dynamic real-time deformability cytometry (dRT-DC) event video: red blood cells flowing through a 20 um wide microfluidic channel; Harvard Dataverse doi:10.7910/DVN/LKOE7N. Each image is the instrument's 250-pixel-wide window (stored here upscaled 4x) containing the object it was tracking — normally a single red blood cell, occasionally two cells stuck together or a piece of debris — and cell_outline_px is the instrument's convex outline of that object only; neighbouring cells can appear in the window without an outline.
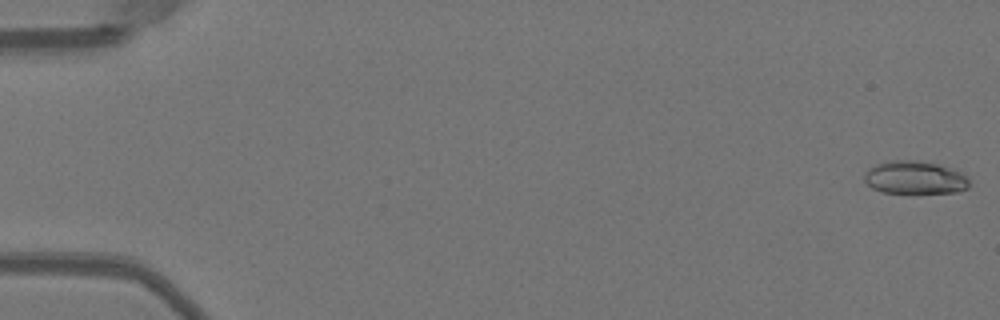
{"species": "Egyptian fruit bat (a non-hibernating species)", "species_latin": "Rousettus aegyptiacus", "temperature_condition": "warm", "stored_images_in_passage": 51, "camera_frame_rate_fps": 3000, "um_per_image_px": 0.085, "animal": {"sex": "female"}, "frame": {"image": 1, "passage_image": 1, "time_ms": 0.0, "image_size_px": [1000, 320], "cell_outline_px": [[968, 188], [956, 192], [884, 192], [872, 188], [864, 180], [864, 172], [876, 164], [888, 160], [908, 160], [936, 164], [952, 168], [968, 176]], "centroid_in_image_um": [77.75, 15.08], "position_along_channel_um": 7.3, "area_um2": 19.88}}
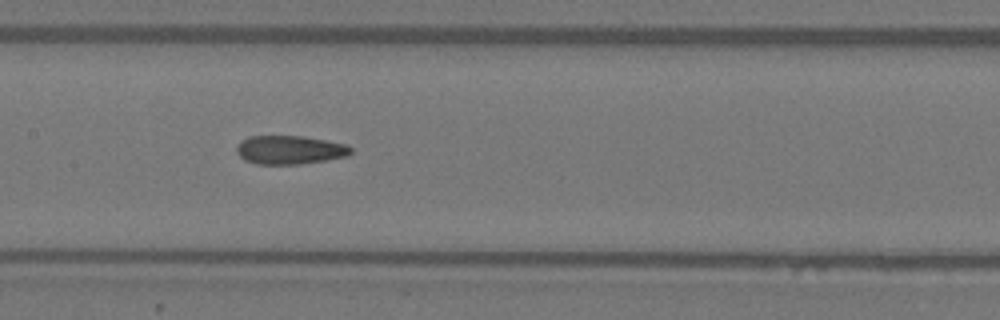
{"frame": {"image": 2, "passage_image": 26, "time_ms": 8.333, "image_size_px": [1000, 320], "cell_outline_px": [[352, 152], [348, 156], [300, 164], [256, 164], [244, 160], [236, 152], [236, 144], [240, 140], [248, 136], [300, 136], [348, 144], [352, 148]], "centroid_in_image_um": [24.6, 12.74], "position_along_channel_um": 182.8, "area_um2": 19.19}}
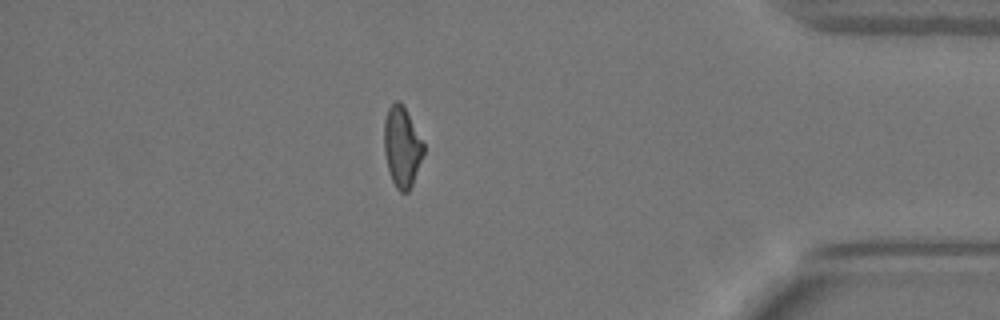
{"frame": {"image": 3, "passage_image": 45, "time_ms": 14.667, "image_size_px": [1000, 320], "cell_outline_px": [[424, 152], [412, 184], [408, 192], [400, 192], [396, 188], [392, 180], [388, 168], [384, 152], [384, 120], [388, 108], [396, 100], [400, 100], [424, 144]], "centroid_in_image_um": [34.15, 12.48], "position_along_channel_um": 401.1, "area_um2": 18.21}, "authors_computed_cell_mechanics": {"area_um2": 19.3052, "velocity_mm_per_s": 4.0237, "shape_relaxation_time_tau1_ms": null, "shape_relaxation_time_tau2_ms": 2.2216, "deformation_change_tau1": null, "deformation_change_tau2": 0.0954}}